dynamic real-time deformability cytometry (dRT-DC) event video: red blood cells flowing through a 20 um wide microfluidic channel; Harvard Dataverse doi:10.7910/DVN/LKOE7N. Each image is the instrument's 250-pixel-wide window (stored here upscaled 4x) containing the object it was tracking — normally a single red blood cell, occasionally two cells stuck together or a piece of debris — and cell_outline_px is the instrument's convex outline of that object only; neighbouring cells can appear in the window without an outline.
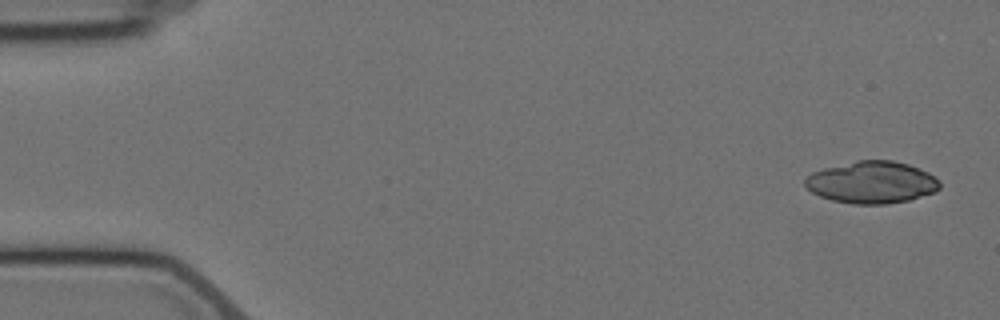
{"species": "Egyptian fruit bat (a non-hibernating species)", "species_latin": "Rousettus aegyptiacus", "temperature_condition": "cold", "stored_images_in_passage": 4, "camera_frame_rate_fps": 3000, "um_per_image_px": 0.085, "animal": {"sex": "female"}, "frame": {"image": 1, "passage_image": 1, "time_ms": 0.0, "image_size_px": [1000, 320], "cell_outline_px": [[940, 188], [936, 192], [908, 200], [888, 204], [852, 204], [832, 200], [820, 196], [812, 192], [804, 184], [804, 180], [812, 172], [824, 168], [856, 160], [892, 160], [908, 164], [928, 172], [940, 180]], "centroid_in_image_um": [74.12, 15.5], "position_along_channel_um": 10.9, "area_um2": 33.12}}